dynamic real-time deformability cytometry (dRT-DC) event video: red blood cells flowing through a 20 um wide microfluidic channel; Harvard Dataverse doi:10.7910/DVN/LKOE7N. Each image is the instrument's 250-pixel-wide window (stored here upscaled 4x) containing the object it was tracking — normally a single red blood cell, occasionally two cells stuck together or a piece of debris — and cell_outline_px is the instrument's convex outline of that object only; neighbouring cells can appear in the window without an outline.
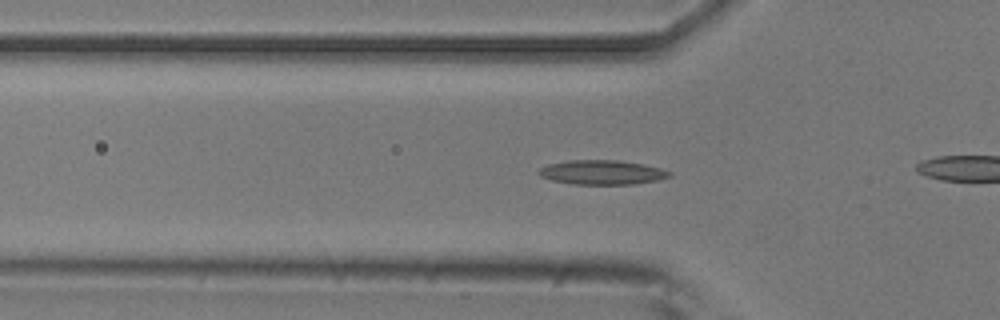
{"species": "common noctule bat (a hibernating species)", "species_latin": "Nyctalus noctula", "temperature_condition": "room temperature", "stored_images_in_passage": 42, "camera_frame_rate_fps": 3000, "um_per_image_px": 0.085, "animal": {"sex": "male", "body_mass_g": 20.5, "forearm_length_mm": 52.5}, "frame": {"image": 1, "passage_image": 17, "time_ms": 5.333, "image_size_px": [1000, 320], "cell_outline_px": [[672, 176], [656, 180], [636, 184], [572, 184], [552, 180], [540, 176], [536, 172], [540, 168], [548, 164], [568, 160], [616, 160], [644, 164], [660, 168], [672, 172]], "centroid_in_image_um": [51.16, 14.65], "position_along_channel_um": 74.6, "area_um2": 18.61}}
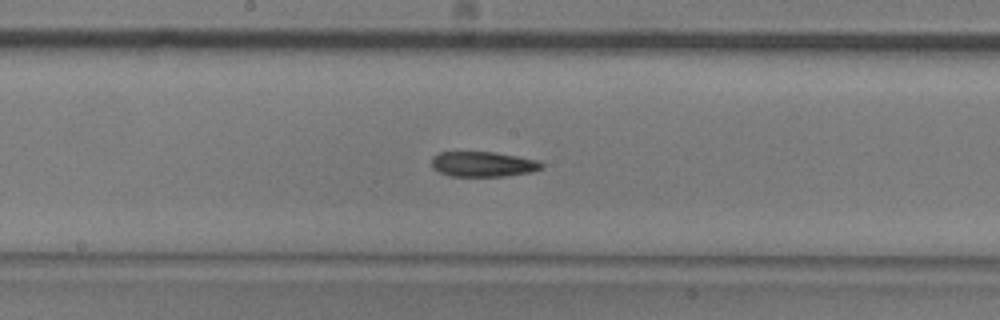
{"frame": {"image": 2, "passage_image": 27, "time_ms": 8.667, "image_size_px": [1000, 320], "cell_outline_px": [[544, 168], [532, 172], [504, 176], [448, 176], [432, 168], [432, 156], [440, 152], [496, 152], [540, 160], [544, 164]], "centroid_in_image_um": [41.1, 13.95], "position_along_channel_um": 207.1, "area_um2": 16.36}}
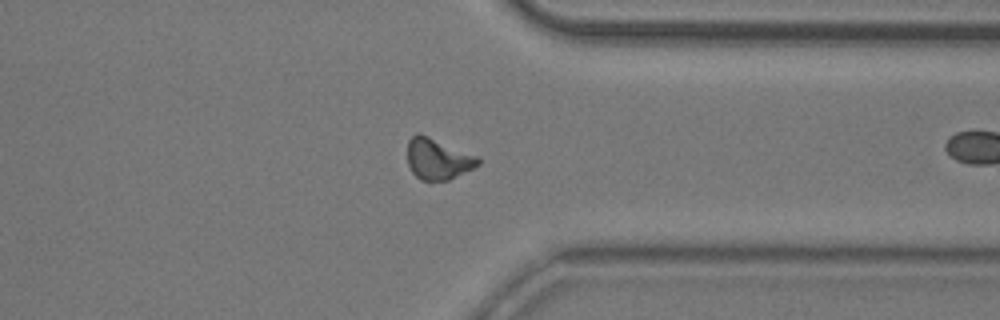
{"frame": {"image": 3, "passage_image": 40, "time_ms": 13.0, "image_size_px": [1000, 320], "cell_outline_px": [[480, 164], [448, 180], [420, 180], [412, 172], [408, 164], [408, 140], [416, 132], [420, 132], [480, 156]], "centroid_in_image_um": [37.22, 13.47], "position_along_channel_um": 374.2, "area_um2": 17.11}}